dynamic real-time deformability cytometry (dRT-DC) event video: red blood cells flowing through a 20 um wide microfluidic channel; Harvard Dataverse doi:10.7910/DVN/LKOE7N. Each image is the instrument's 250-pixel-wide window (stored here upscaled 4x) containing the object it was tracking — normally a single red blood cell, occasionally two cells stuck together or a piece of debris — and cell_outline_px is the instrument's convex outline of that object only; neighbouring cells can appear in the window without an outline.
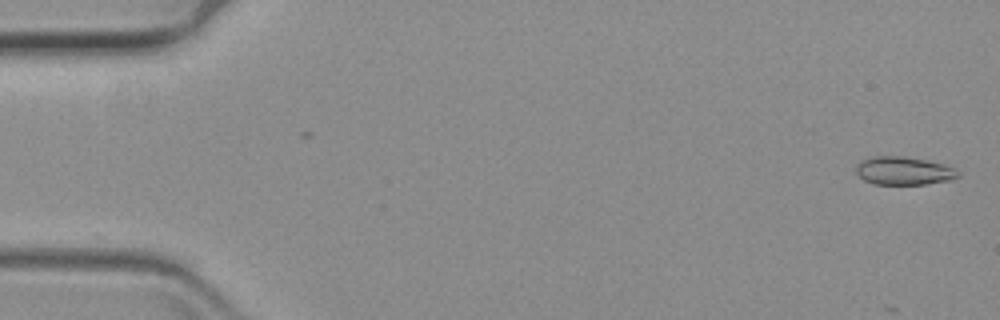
{"species": "common noctule bat (a hibernating species)", "species_latin": "Nyctalus noctula", "temperature_condition": "warm", "stored_images_in_passage": 25, "camera_frame_rate_fps": 3000, "um_per_image_px": 0.085, "animal": {"sex": "female", "body_mass_g": 19.3, "forearm_length_mm": 54.1}, "frame": {"image": 1, "passage_image": 1, "time_ms": 0.0, "image_size_px": [1000, 320], "cell_outline_px": [[960, 176], [952, 180], [924, 184], [872, 184], [864, 180], [856, 172], [856, 164], [860, 160], [872, 156], [904, 156], [924, 160], [956, 168], [960, 172]], "centroid_in_image_um": [76.8, 14.52], "position_along_channel_um": 8.2, "area_um2": 16.82}}
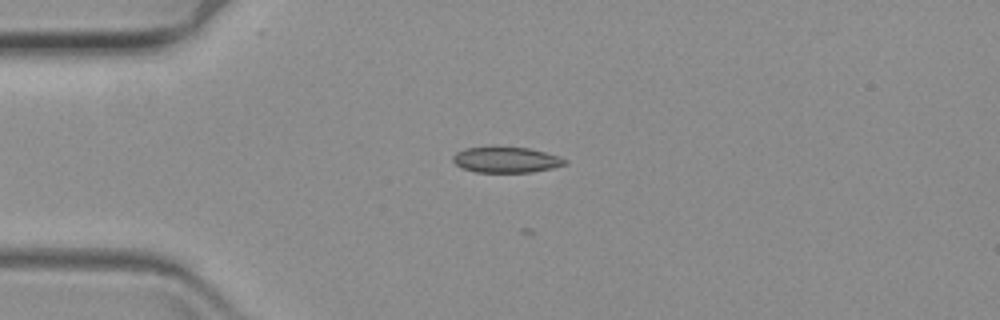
{"frame": {"image": 2, "passage_image": 15, "time_ms": 4.667, "image_size_px": [1000, 320], "cell_outline_px": [[568, 164], [552, 168], [532, 172], [476, 172], [464, 168], [456, 164], [452, 160], [452, 156], [456, 152], [464, 148], [492, 144], [496, 144], [528, 148], [544, 152], [568, 160]], "centroid_in_image_um": [42.98, 13.53], "position_along_channel_um": 42.0, "area_um2": 17.4}}
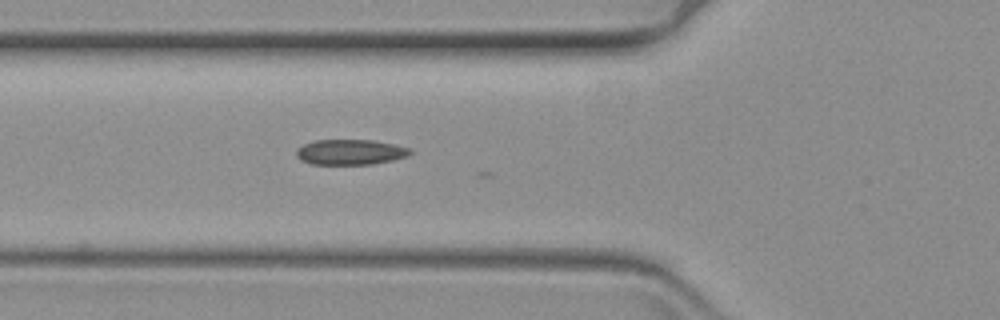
{"frame": {"image": 3, "passage_image": 22, "time_ms": 7.0, "image_size_px": [1000, 320], "cell_outline_px": [[412, 152], [408, 156], [392, 160], [372, 164], [312, 164], [300, 160], [296, 156], [296, 148], [304, 144], [316, 140], [372, 140], [392, 144], [408, 148]], "centroid_in_image_um": [29.73, 12.93], "position_along_channel_um": 96.1, "area_um2": 16.7}}